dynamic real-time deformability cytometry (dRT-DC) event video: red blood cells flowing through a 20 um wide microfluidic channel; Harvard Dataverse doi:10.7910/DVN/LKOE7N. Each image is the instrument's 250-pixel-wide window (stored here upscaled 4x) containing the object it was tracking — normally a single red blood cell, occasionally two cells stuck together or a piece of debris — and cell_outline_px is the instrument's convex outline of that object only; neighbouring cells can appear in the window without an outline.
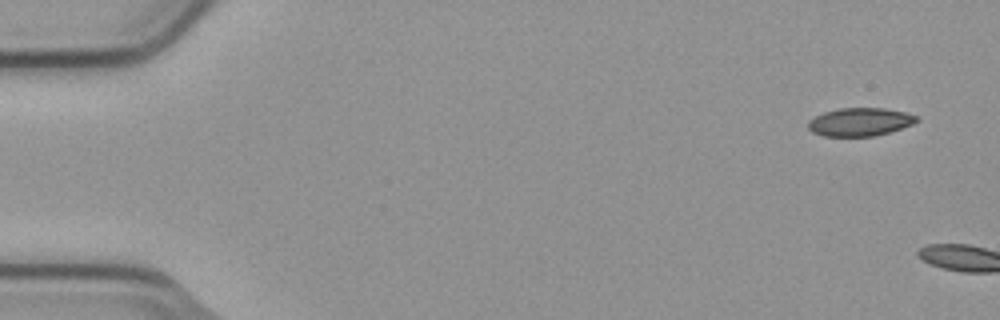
{"species": "common noctule bat (a hibernating species)", "species_latin": "Nyctalus noctula", "temperature_condition": "cold", "stored_images_in_passage": 6, "camera_frame_rate_fps": 3000, "um_per_image_px": 0.085, "animal": {"sex": "male", "body_mass_g": 23.1, "forearm_length_mm": 52.7}, "frame": {"image": 1, "passage_image": 1, "time_ms": 0.0, "image_size_px": [1000, 320], "cell_outline_px": [[920, 120], [912, 124], [888, 132], [872, 136], [824, 136], [812, 132], [808, 128], [808, 120], [824, 112], [840, 108], [884, 108], [904, 112], [916, 116]], "centroid_in_image_um": [73.07, 10.36], "position_along_channel_um": 11.9, "area_um2": 17.63}}